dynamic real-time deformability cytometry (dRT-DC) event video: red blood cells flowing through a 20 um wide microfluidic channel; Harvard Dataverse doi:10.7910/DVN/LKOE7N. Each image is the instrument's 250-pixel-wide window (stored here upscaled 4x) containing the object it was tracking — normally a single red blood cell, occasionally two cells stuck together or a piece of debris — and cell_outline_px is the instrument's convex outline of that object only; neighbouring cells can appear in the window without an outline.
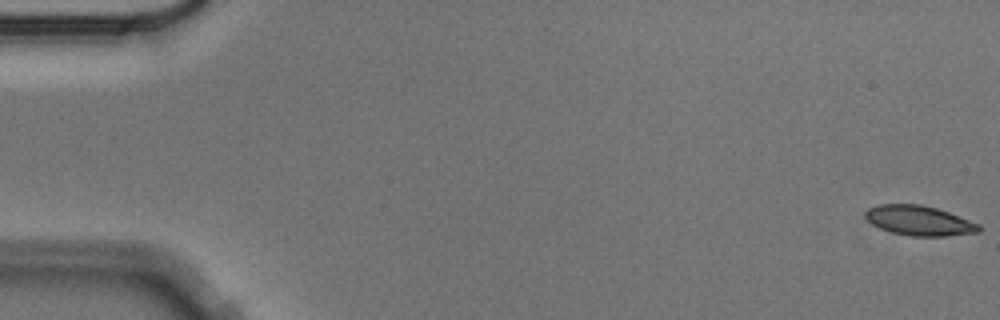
{"species": "Egyptian fruit bat (a non-hibernating species)", "species_latin": "Rousettus aegyptiacus", "temperature_condition": "cold", "stored_images_in_passage": 57, "camera_frame_rate_fps": 3000, "um_per_image_px": 0.085, "animal": {"sex": "male"}, "frame": {"image": 1, "passage_image": 1, "time_ms": 0.0, "image_size_px": [1000, 320], "cell_outline_px": [[980, 232], [944, 236], [908, 236], [892, 232], [880, 228], [872, 224], [864, 216], [864, 212], [868, 208], [876, 204], [920, 204], [936, 208], [948, 212], [980, 224]], "centroid_in_image_um": [78.1, 18.75], "position_along_channel_um": 6.9, "area_um2": 19.77}}
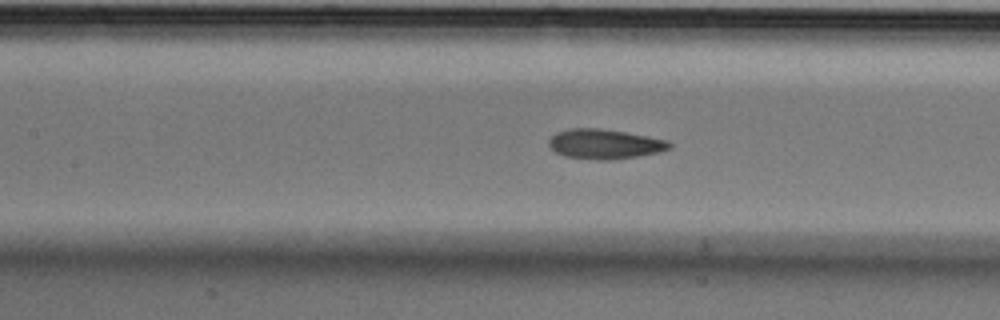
{"frame": {"image": 2, "passage_image": 26, "time_ms": 8.333, "image_size_px": [1000, 320], "cell_outline_px": [[672, 148], [660, 152], [636, 156], [608, 160], [596, 160], [564, 156], [556, 152], [548, 144], [548, 140], [556, 132], [568, 128], [600, 128], [648, 136], [668, 140], [672, 144]], "centroid_in_image_um": [51.4, 12.24], "position_along_channel_um": 156.0, "area_um2": 20.98}}
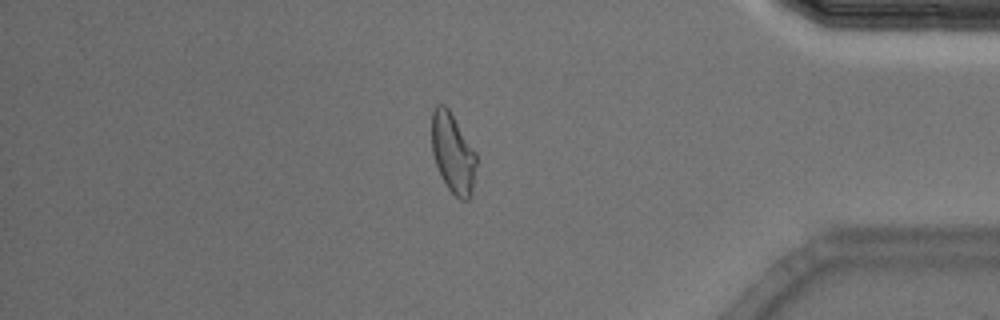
{"frame": {"image": 3, "passage_image": 49, "time_ms": 16.0, "image_size_px": [1000, 320], "cell_outline_px": [[476, 164], [472, 196], [468, 200], [460, 200], [448, 188], [440, 176], [432, 152], [432, 112], [436, 104], [444, 104], [448, 108], [476, 152]], "centroid_in_image_um": [38.5, 13.03], "position_along_channel_um": 396.7, "area_um2": 20.81}, "authors_computed_cell_mechanics": {"area_um2": 20.5768, "velocity_mm_per_s": 3.5274, "shape_relaxation_time_tau1_ms": 4.8436, "shape_relaxation_time_tau2_ms": 2.1262, "deformation_change_tau1": 0.1275, "deformation_change_tau2": 0.0643}}